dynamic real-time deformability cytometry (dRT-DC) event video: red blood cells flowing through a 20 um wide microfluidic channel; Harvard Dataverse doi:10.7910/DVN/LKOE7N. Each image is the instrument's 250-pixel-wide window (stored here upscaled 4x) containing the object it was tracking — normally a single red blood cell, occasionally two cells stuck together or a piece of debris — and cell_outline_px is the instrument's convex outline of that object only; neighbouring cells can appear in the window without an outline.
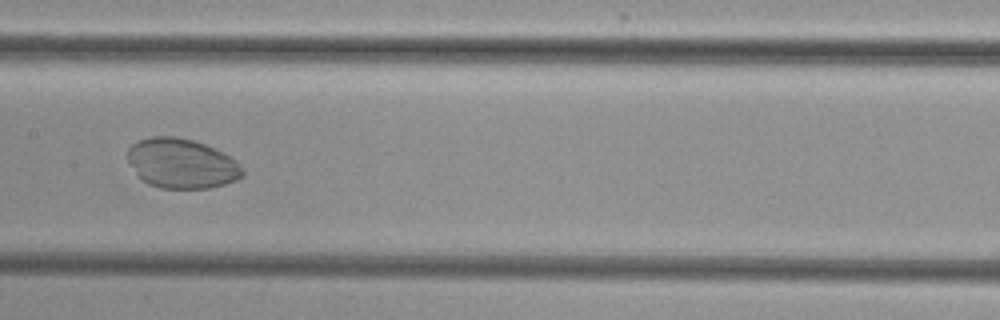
{"species": "common noctule bat (a hibernating species)", "species_latin": "Nyctalus noctula", "temperature_condition": "cold", "stored_images_in_passage": 7, "camera_frame_rate_fps": 3000, "um_per_image_px": 0.085, "animal": {"sex": "female", "body_mass_g": 29.2, "forearm_length_mm": 56.3}, "frame": {"image": 1, "passage_image": 7, "time_ms": 8.667, "image_size_px": [1000, 320], "cell_outline_px": [[244, 176], [236, 180], [224, 184], [208, 188], [160, 188], [148, 184], [136, 172], [128, 160], [128, 148], [136, 140], [148, 136], [176, 136], [192, 140], [204, 144], [236, 160], [244, 168]], "centroid_in_image_um": [15.44, 13.88], "position_along_channel_um": 192.0, "area_um2": 33.23}}